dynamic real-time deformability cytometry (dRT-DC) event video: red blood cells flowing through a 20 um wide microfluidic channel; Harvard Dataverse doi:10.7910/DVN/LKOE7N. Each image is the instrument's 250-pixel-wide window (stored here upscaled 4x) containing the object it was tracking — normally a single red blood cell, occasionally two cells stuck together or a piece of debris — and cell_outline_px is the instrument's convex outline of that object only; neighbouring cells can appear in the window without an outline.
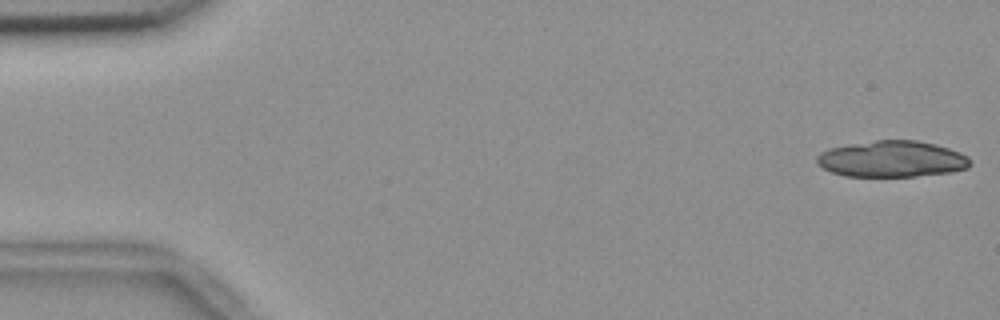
{"species": "common noctule bat (a hibernating species)", "species_latin": "Nyctalus noctula", "temperature_condition": "room temperature", "stored_images_in_passage": 25, "camera_frame_rate_fps": 3000, "um_per_image_px": 0.085, "animal": {"sex": "female", "body_mass_g": 18.4}, "frame": {"image": 1, "passage_image": 1, "time_ms": 0.0, "image_size_px": [1000, 320], "cell_outline_px": [[972, 164], [968, 168], [952, 172], [916, 176], [844, 176], [832, 172], [816, 164], [816, 156], [820, 152], [828, 148], [848, 144], [876, 140], [916, 140], [936, 144], [960, 152], [968, 156], [972, 160]], "centroid_in_image_um": [75.82, 13.51], "position_along_channel_um": 9.2, "area_um2": 32.71}}
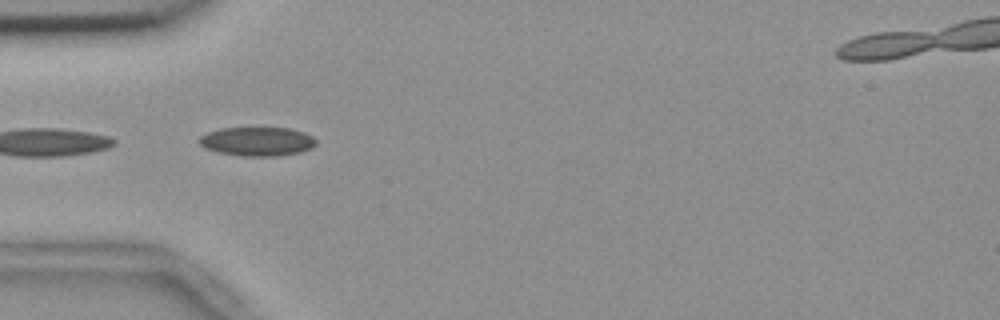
{"frame": {"image": 2, "passage_image": 17, "time_ms": 5.333, "image_size_px": [1000, 320], "cell_outline_px": [[316, 144], [312, 148], [300, 152], [276, 156], [240, 156], [220, 152], [204, 148], [196, 140], [200, 136], [208, 132], [220, 128], [288, 128], [304, 132], [312, 136], [316, 140]], "centroid_in_image_um": [21.85, 12.02], "position_along_channel_um": 63.2, "area_um2": 19.77}}